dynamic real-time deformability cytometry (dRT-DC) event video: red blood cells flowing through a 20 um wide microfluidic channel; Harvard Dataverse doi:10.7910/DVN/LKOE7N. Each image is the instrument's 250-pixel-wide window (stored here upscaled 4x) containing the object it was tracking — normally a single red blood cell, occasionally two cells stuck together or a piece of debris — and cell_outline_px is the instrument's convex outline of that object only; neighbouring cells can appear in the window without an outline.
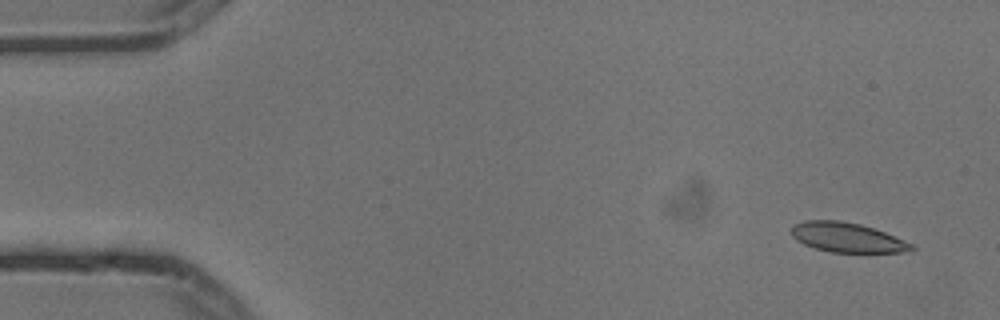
{"species": "common noctule bat (a hibernating species)", "species_latin": "Nyctalus noctula", "temperature_condition": "cold", "stored_images_in_passage": 3, "camera_frame_rate_fps": 3000, "um_per_image_px": 0.085, "animal": {"sex": "male", "body_mass_g": 13.3}, "frame": {"image": 1, "passage_image": 1, "time_ms": 0.0, "image_size_px": [1000, 320], "cell_outline_px": [[916, 248], [900, 252], [832, 252], [816, 248], [804, 244], [796, 240], [792, 236], [792, 224], [804, 220], [840, 220], [860, 224], [884, 232], [912, 244]], "centroid_in_image_um": [71.95, 20.17], "position_along_channel_um": 13.1, "area_um2": 20.46}}